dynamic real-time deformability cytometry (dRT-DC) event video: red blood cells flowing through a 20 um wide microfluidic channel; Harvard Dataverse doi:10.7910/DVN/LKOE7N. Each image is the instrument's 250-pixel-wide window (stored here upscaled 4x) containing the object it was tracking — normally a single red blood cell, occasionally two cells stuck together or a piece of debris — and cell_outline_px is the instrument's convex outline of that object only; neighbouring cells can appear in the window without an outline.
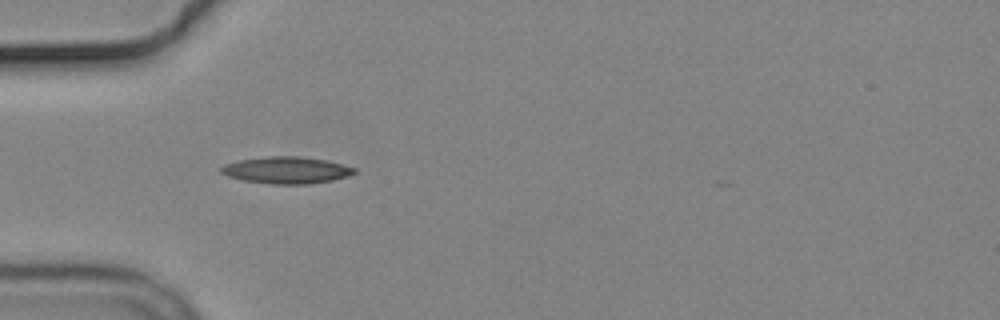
{"species": "common noctule bat (a hibernating species)", "species_latin": "Nyctalus noctula", "temperature_condition": "cold", "stored_images_in_passage": 6, "camera_frame_rate_fps": 3000, "um_per_image_px": 0.085, "animal": {"sex": "male", "body_mass_g": 19.2, "forearm_length_mm": 51.8}, "frame": {"image": 1, "passage_image": 1, "time_ms": 0.0, "image_size_px": [1000, 320], "cell_outline_px": [[356, 172], [348, 176], [332, 180], [308, 184], [272, 184], [244, 180], [228, 176], [220, 172], [220, 168], [224, 164], [240, 160], [268, 156], [300, 156], [324, 160], [356, 168]], "centroid_in_image_um": [24.34, 14.46], "position_along_channel_um": 60.7, "area_um2": 20.63}}
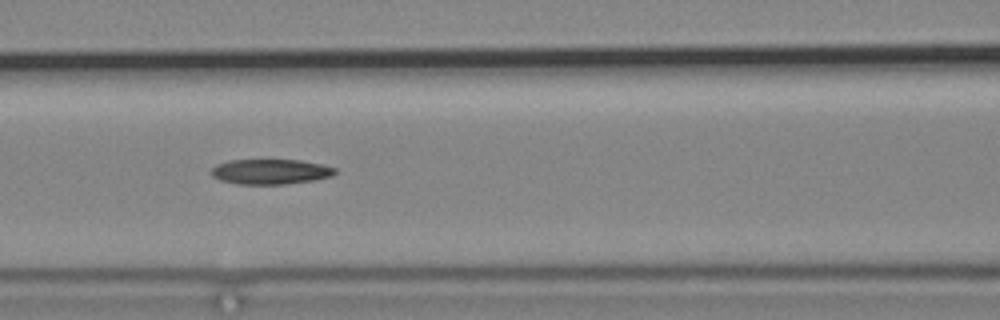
{"frame": {"image": 2, "passage_image": 3, "time_ms": 2.333, "image_size_px": [1000, 320], "cell_outline_px": [[336, 172], [332, 176], [316, 180], [284, 184], [240, 184], [220, 180], [212, 176], [212, 168], [216, 164], [228, 160], [300, 160], [320, 164], [336, 168]], "centroid_in_image_um": [22.99, 14.59], "position_along_channel_um": 143.6, "area_um2": 18.09}}
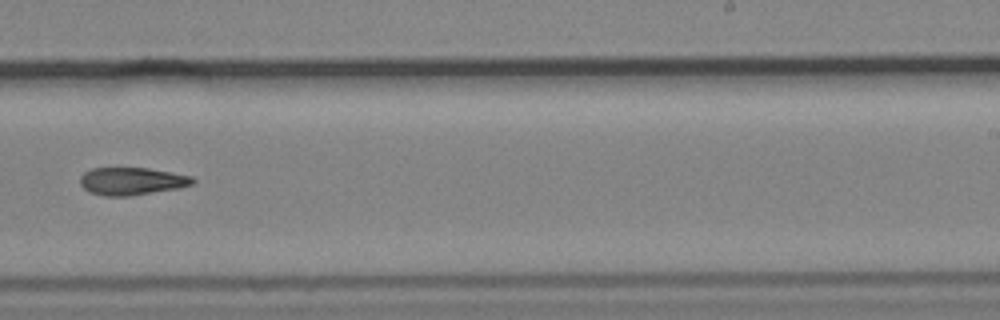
{"frame": {"image": 3, "passage_image": 6, "time_ms": 6.0, "image_size_px": [1000, 320], "cell_outline_px": [[196, 180], [192, 184], [176, 188], [128, 196], [104, 196], [92, 192], [84, 188], [80, 184], [80, 176], [84, 172], [92, 168], [148, 168], [172, 172], [192, 176]], "centroid_in_image_um": [11.19, 15.39], "position_along_channel_um": 277.8, "area_um2": 17.92}}